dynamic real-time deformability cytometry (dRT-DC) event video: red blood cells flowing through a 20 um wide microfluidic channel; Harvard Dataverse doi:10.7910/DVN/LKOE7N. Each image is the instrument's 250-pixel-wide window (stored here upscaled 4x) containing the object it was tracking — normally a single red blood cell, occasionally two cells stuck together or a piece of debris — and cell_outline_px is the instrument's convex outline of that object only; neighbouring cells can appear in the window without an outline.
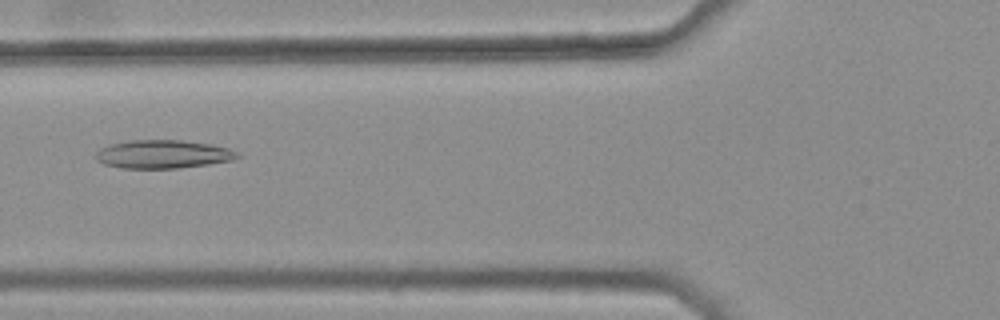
{"species": "common noctule bat (a hibernating species)", "species_latin": "Nyctalus noctula", "temperature_condition": "warm", "stored_images_in_passage": 47, "camera_frame_rate_fps": 3000, "um_per_image_px": 0.085, "animal": {"sex": "female", "body_mass_g": 25.1}, "frame": {"image": 1, "passage_image": 20, "time_ms": 6.333, "image_size_px": [1000, 320], "cell_outline_px": [[240, 156], [232, 160], [208, 164], [180, 168], [120, 168], [104, 164], [96, 160], [96, 152], [100, 148], [108, 144], [128, 140], [184, 140], [208, 144], [228, 148], [240, 152]], "centroid_in_image_um": [13.83, 13.1], "position_along_channel_um": 112.0, "area_um2": 23.52}}
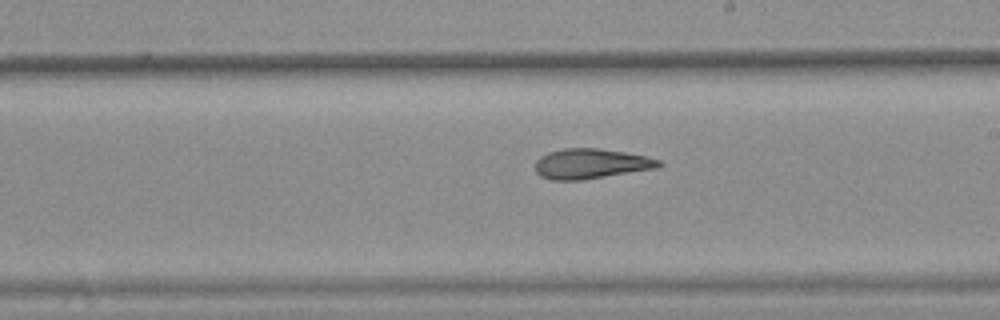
{"frame": {"image": 2, "passage_image": 30, "time_ms": 9.667, "image_size_px": [1000, 320], "cell_outline_px": [[664, 164], [656, 168], [584, 180], [552, 180], [540, 176], [536, 172], [536, 160], [540, 156], [548, 152], [564, 148], [600, 148], [624, 152], [644, 156], [660, 160]], "centroid_in_image_um": [50.21, 13.92], "position_along_channel_um": 238.8, "area_um2": 21.68}}
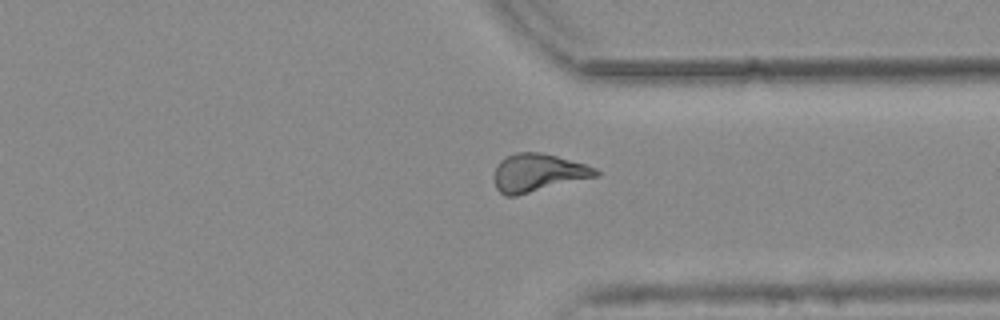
{"frame": {"image": 3, "passage_image": 40, "time_ms": 13.0, "image_size_px": [1000, 320], "cell_outline_px": [[600, 176], [516, 196], [504, 196], [496, 188], [496, 168], [500, 160], [504, 156], [516, 152], [540, 152], [556, 156], [584, 164], [596, 168], [600, 172]], "centroid_in_image_um": [45.75, 14.69], "position_along_channel_um": 365.6, "area_um2": 22.48}, "authors_computed_cell_mechanics": {"area_um2": 22.1374, "velocity_mm_per_s": 3.8136, "shape_relaxation_time_tau1_ms": null, "shape_relaxation_time_tau2_ms": 3.7047, "deformation_change_tau1": null, "deformation_change_tau2": 0.1221}}